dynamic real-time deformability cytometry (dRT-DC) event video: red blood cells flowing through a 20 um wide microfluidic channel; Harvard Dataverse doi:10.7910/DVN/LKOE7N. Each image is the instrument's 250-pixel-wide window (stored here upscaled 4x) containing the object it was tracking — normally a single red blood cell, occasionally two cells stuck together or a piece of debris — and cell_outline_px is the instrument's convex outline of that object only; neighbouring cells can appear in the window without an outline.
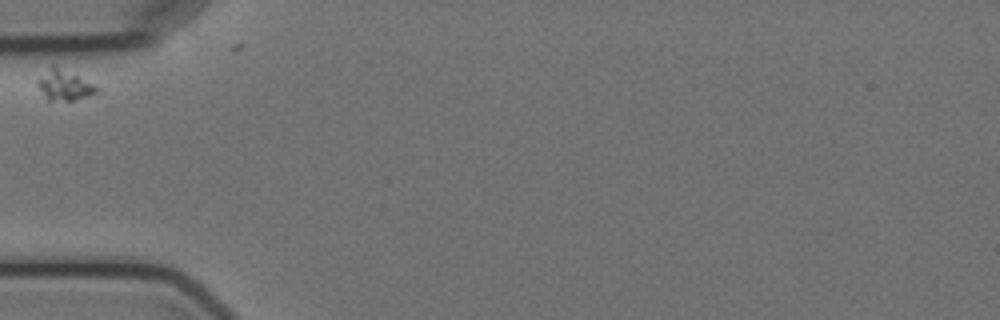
{"species": "Egyptian fruit bat (a non-hibernating species)", "species_latin": "Rousettus aegyptiacus", "temperature_condition": "cold", "stored_images_in_passage": 2, "camera_frame_rate_fps": 3000, "um_per_image_px": 0.085, "animal": {"sex": "female"}, "frame": {"image": 1, "passage_image": 1, "time_ms": 0.0, "image_size_px": [1000, 320], "cell_outline_px": [[100, 92], [88, 96], [72, 100], [48, 100], [36, 84], [36, 80], [52, 64], [56, 64], [100, 88]], "centroid_in_image_um": [5.46, 7.21], "position_along_channel_um": 79.5, "area_um2": 10.46}}